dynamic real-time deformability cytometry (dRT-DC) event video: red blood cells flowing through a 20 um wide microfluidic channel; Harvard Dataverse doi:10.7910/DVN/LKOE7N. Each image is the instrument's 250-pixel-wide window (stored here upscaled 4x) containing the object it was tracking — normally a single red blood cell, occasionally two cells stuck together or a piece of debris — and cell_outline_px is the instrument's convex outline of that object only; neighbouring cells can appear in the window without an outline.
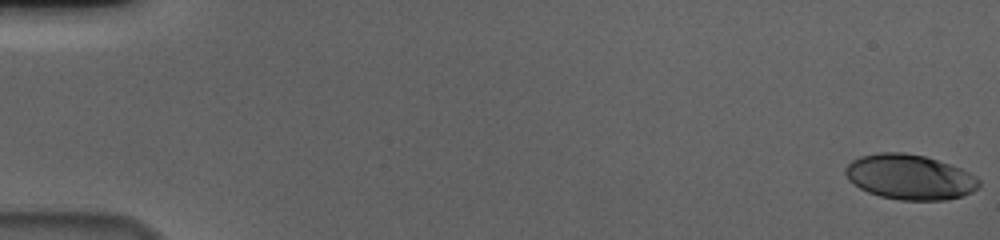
{"species": "human", "species_latin": "Homo sapiens", "temperature_condition": "cold", "stored_images_in_passage": 58, "camera_frame_rate_fps": 3000, "um_per_image_px": 0.085, "donor": {"sex": "male"}, "frame": {"image": 1, "passage_image": 1, "time_ms": 0.0, "image_size_px": [1000, 240], "cell_outline_px": [[980, 184], [972, 192], [960, 196], [944, 200], [900, 200], [880, 196], [868, 192], [860, 188], [848, 180], [844, 172], [844, 168], [852, 160], [860, 156], [880, 152], [904, 152], [924, 156], [960, 168], [976, 176], [980, 180]], "centroid_in_image_um": [77.3, 15.04], "position_along_channel_um": 7.7, "area_um2": 34.97}}
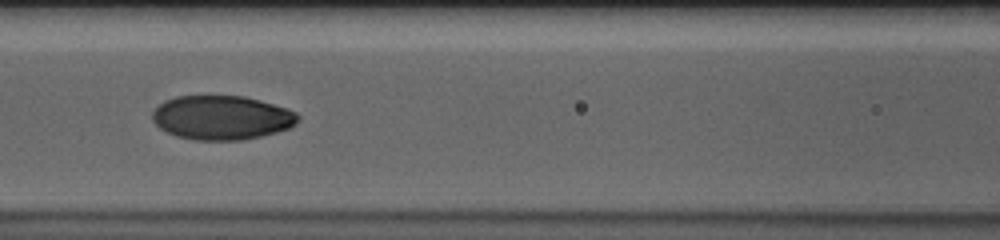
{"frame": {"image": 2, "passage_image": 27, "time_ms": 8.667, "image_size_px": [1000, 240], "cell_outline_px": [[300, 120], [296, 124], [288, 128], [276, 132], [260, 136], [240, 140], [196, 140], [176, 136], [160, 128], [152, 120], [152, 112], [164, 100], [176, 96], [244, 96], [260, 100], [288, 108], [296, 112], [300, 116]], "centroid_in_image_um": [18.86, 9.99], "position_along_channel_um": 147.7, "area_um2": 37.51}}
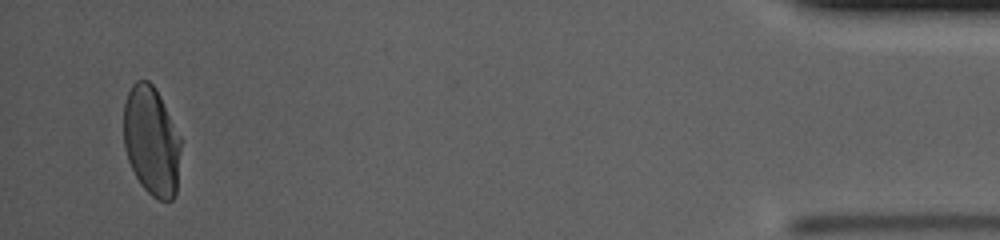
{"frame": {"image": 3, "passage_image": 56, "time_ms": 18.333, "image_size_px": [1000, 240], "cell_outline_px": [[180, 148], [176, 192], [172, 200], [160, 200], [152, 196], [140, 184], [128, 160], [124, 148], [124, 104], [128, 92], [132, 84], [136, 80], [148, 80], [156, 88], [180, 136]], "centroid_in_image_um": [12.86, 11.96], "position_along_channel_um": 422.3, "area_um2": 36.24}, "authors_computed_cell_mechanics": {"area_um2": 36.9342, "velocity_mm_per_s": 3.6238, "shape_relaxation_time_tau1_ms": 4.6145, "shape_relaxation_time_tau2_ms": null, "deformation_change_tau1": 0.1709, "deformation_change_tau2": null}}